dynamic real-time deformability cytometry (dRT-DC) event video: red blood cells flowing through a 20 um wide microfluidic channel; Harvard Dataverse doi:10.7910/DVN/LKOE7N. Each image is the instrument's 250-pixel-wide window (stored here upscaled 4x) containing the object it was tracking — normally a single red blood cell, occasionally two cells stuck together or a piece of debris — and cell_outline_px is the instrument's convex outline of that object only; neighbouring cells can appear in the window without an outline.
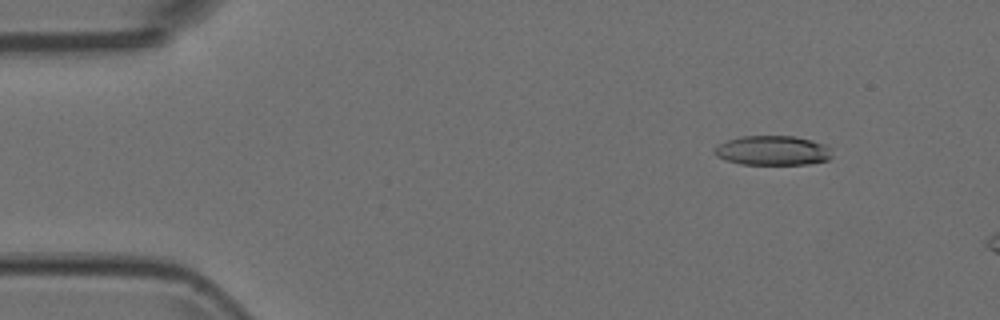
{"species": "Egyptian fruit bat (a non-hibernating species)", "species_latin": "Rousettus aegyptiacus", "temperature_condition": "room temperature", "stored_images_in_passage": 4, "camera_frame_rate_fps": 3000, "um_per_image_px": 0.085, "animal": {"sex": "female"}, "frame": {"image": 1, "passage_image": 2, "time_ms": 0.333, "image_size_px": [1000, 320], "cell_outline_px": [[832, 156], [828, 160], [808, 164], [740, 164], [716, 156], [712, 152], [712, 148], [728, 140], [740, 136], [796, 136], [812, 140], [824, 144], [832, 148]], "centroid_in_image_um": [65.69, 12.79], "position_along_channel_um": 19.3, "area_um2": 20.4}}